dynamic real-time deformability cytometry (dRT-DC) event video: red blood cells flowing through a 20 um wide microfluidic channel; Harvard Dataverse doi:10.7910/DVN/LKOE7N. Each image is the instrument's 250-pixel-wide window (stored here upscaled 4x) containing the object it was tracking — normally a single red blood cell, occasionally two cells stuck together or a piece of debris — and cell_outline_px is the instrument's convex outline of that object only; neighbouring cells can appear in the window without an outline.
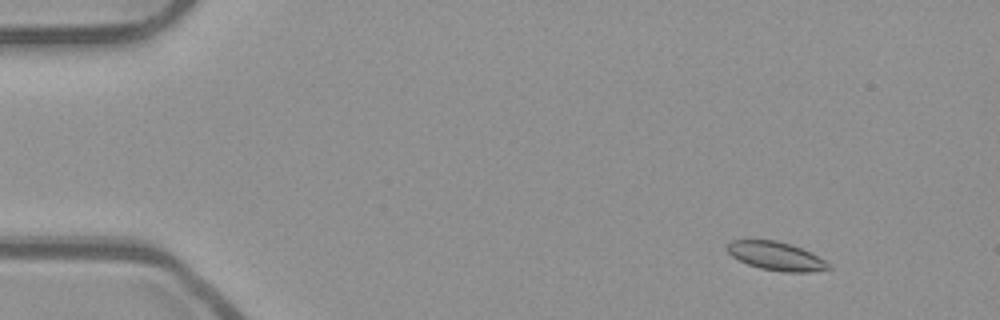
{"species": "common noctule bat (a hibernating species)", "species_latin": "Nyctalus noctula", "temperature_condition": "room temperature", "stored_images_in_passage": 51, "camera_frame_rate_fps": 3000, "um_per_image_px": 0.085, "animal": {"sex": "male", "body_mass_g": 23.1, "forearm_length_mm": 52.7}, "frame": {"image": 1, "passage_image": 3, "time_ms": 0.667, "image_size_px": [1000, 320], "cell_outline_px": [[832, 268], [812, 272], [784, 272], [760, 268], [748, 264], [732, 256], [728, 252], [728, 244], [732, 240], [776, 240], [792, 244], [824, 260]], "centroid_in_image_um": [65.96, 21.77], "position_along_channel_um": 19.0, "area_um2": 16.53}}
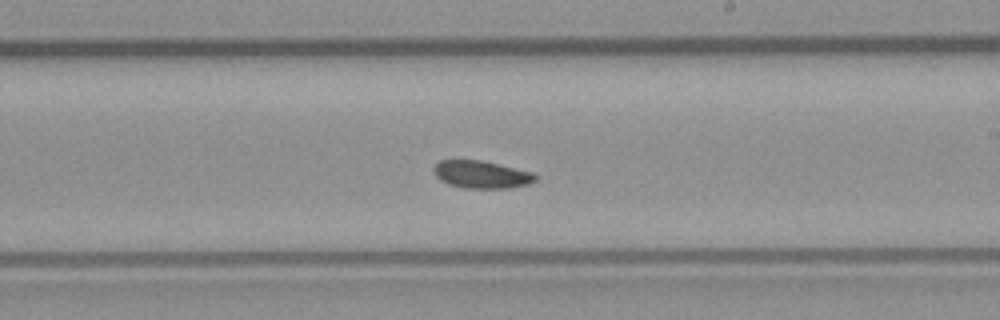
{"frame": {"image": 2, "passage_image": 29, "time_ms": 9.333, "image_size_px": [1000, 320], "cell_outline_px": [[536, 180], [528, 184], [508, 188], [464, 188], [448, 184], [440, 180], [432, 172], [432, 168], [440, 160], [480, 160], [536, 172]], "centroid_in_image_um": [40.92, 14.83], "position_along_channel_um": 248.1, "area_um2": 16.47}}
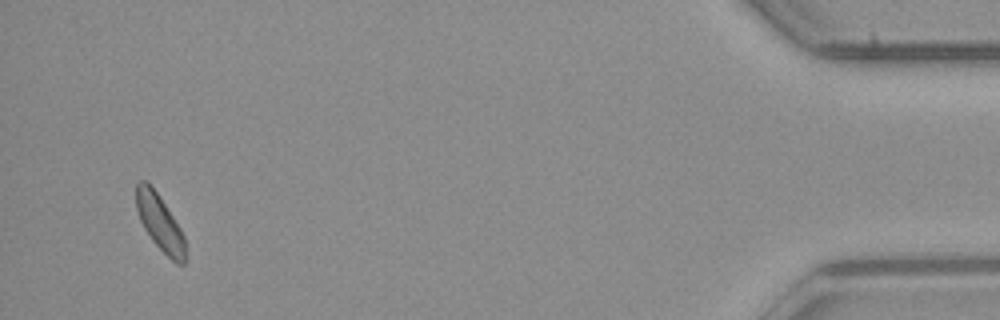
{"frame": {"image": 3, "passage_image": 49, "time_ms": 16.0, "image_size_px": [1000, 320], "cell_outline_px": [[184, 264], [176, 264], [152, 240], [144, 228], [140, 220], [136, 208], [136, 184], [140, 180], [144, 180], [156, 192], [180, 228], [184, 236]], "centroid_in_image_um": [13.56, 18.93], "position_along_channel_um": 421.6, "area_um2": 15.43}, "authors_computed_cell_mechanics": {"area_um2": 16.7042, "velocity_mm_per_s": 3.8415, "shape_relaxation_time_tau1_ms": 7.424, "shape_relaxation_time_tau2_ms": null, "deformation_change_tau1": 0.0972, "deformation_change_tau2": null}}